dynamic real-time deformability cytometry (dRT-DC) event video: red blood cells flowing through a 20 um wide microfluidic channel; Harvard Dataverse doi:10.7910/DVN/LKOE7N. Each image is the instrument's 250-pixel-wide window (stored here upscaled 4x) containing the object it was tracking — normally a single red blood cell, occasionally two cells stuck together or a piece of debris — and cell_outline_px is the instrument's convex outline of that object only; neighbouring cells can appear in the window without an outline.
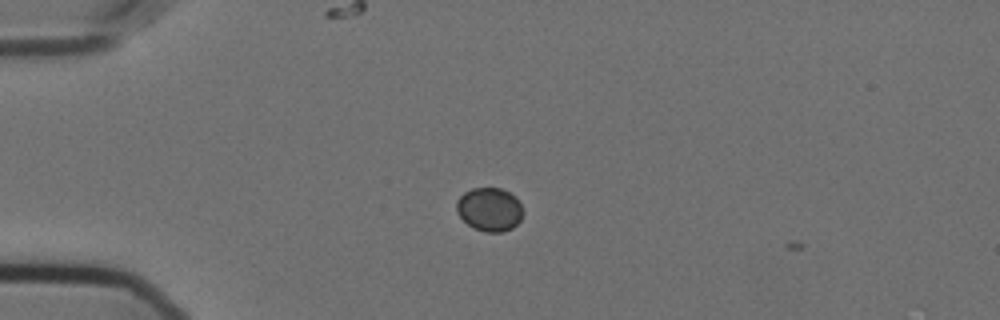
{"species": "Egyptian fruit bat (a non-hibernating species)", "species_latin": "Rousettus aegyptiacus", "temperature_condition": "cold", "stored_images_in_passage": 41, "camera_frame_rate_fps": 3000, "um_per_image_px": 0.085, "animal": {"sex": "female"}, "frame": {"image": 1, "passage_image": 3, "time_ms": 0.667, "image_size_px": [1000, 320], "cell_outline_px": [[524, 212], [520, 220], [512, 228], [500, 232], [484, 232], [472, 228], [456, 212], [456, 200], [464, 192], [472, 188], [500, 188], [516, 196]], "centroid_in_image_um": [41.6, 17.8], "position_along_channel_um": 43.4, "area_um2": 16.99}}
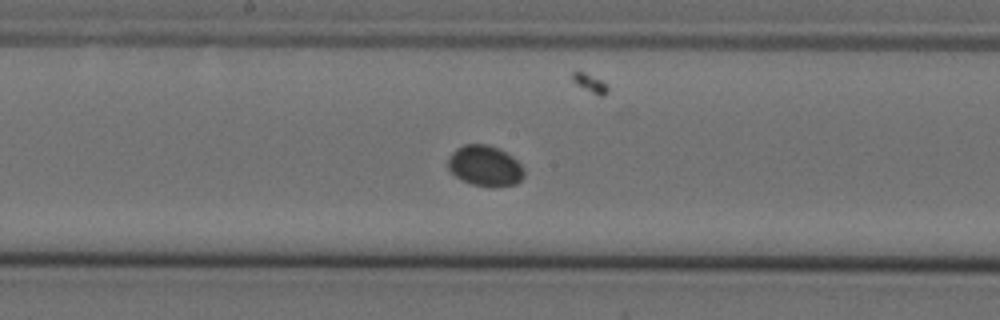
{"frame": {"image": 2, "passage_image": 19, "time_ms": 6.0, "image_size_px": [1000, 320], "cell_outline_px": [[524, 176], [516, 184], [492, 188], [472, 184], [460, 180], [448, 168], [448, 156], [456, 148], [464, 144], [488, 144], [512, 156], [524, 168]], "centroid_in_image_um": [41.21, 14.11], "position_along_channel_um": 207.0, "area_um2": 18.15}}
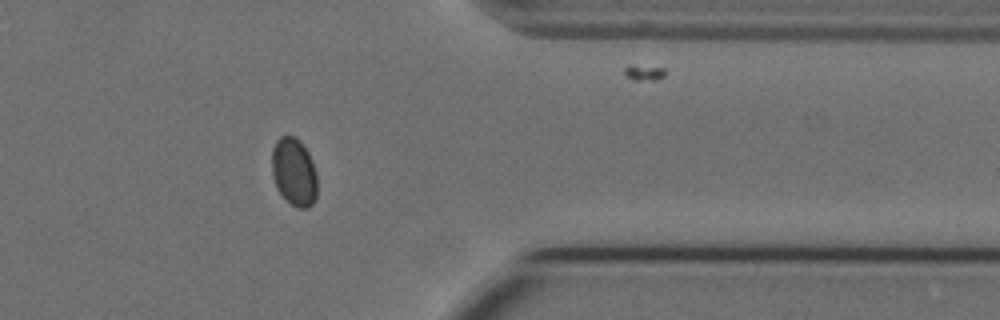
{"frame": {"image": 3, "passage_image": 35, "time_ms": 11.333, "image_size_px": [1000, 320], "cell_outline_px": [[316, 200], [308, 208], [296, 208], [276, 188], [272, 176], [272, 148], [276, 140], [280, 136], [292, 136], [300, 140], [308, 152], [316, 172]], "centroid_in_image_um": [24.98, 14.61], "position_along_channel_um": 386.4, "area_um2": 17.98}}